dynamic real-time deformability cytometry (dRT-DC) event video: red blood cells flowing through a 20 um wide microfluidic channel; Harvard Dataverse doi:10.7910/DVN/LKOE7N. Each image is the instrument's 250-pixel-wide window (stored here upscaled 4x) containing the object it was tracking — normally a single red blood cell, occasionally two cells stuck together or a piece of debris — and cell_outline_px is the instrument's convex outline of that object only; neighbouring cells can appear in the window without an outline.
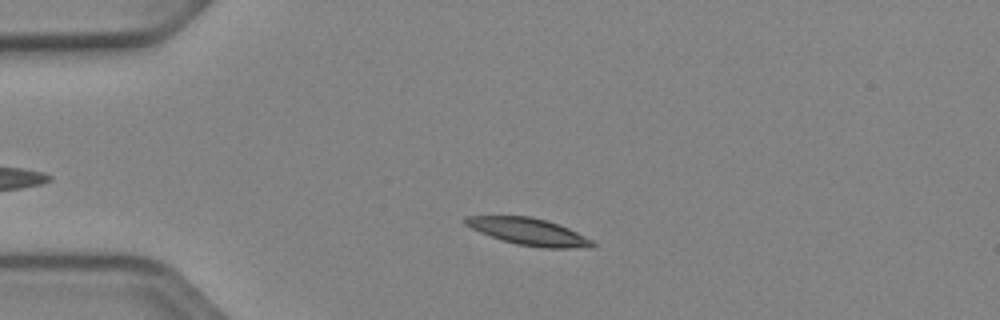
{"species": "Egyptian fruit bat (a non-hibernating species)", "species_latin": "Rousettus aegyptiacus", "temperature_condition": "cold", "stored_images_in_passage": 41, "camera_frame_rate_fps": 3000, "um_per_image_px": 0.085, "animal": {"sex": "female"}, "frame": {"image": 1, "passage_image": 8, "time_ms": 2.333, "image_size_px": [1000, 320], "cell_outline_px": [[596, 244], [592, 248], [544, 248], [516, 244], [500, 240], [480, 232], [464, 224], [464, 216], [528, 216], [544, 220], [568, 228], [592, 240]], "centroid_in_image_um": [44.93, 19.7], "position_along_channel_um": 40.1, "area_um2": 19.83}}
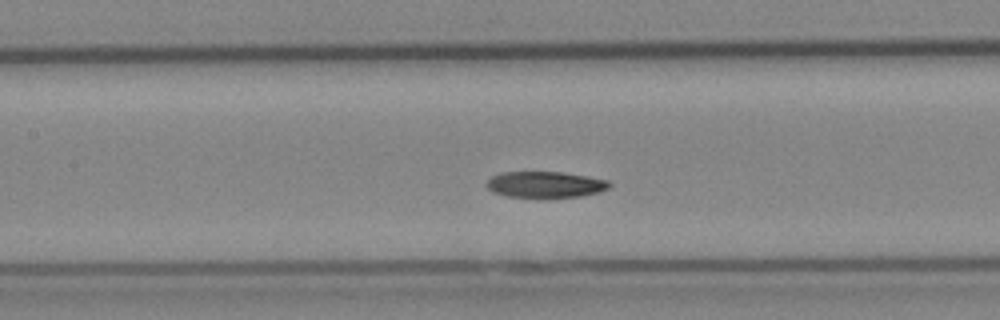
{"frame": {"image": 2, "passage_image": 20, "time_ms": 6.333, "image_size_px": [1000, 320], "cell_outline_px": [[612, 184], [608, 188], [600, 192], [580, 196], [536, 200], [504, 196], [492, 192], [484, 184], [492, 176], [500, 172], [560, 172], [588, 176], [608, 180]], "centroid_in_image_um": [46.31, 15.73], "position_along_channel_um": 161.1, "area_um2": 19.59}}
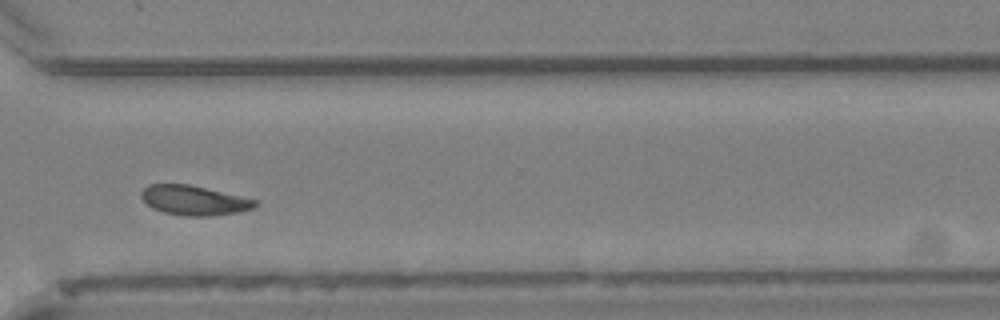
{"frame": {"image": 3, "passage_image": 35, "time_ms": 11.333, "image_size_px": [1000, 320], "cell_outline_px": [[256, 204], [252, 208], [236, 212], [208, 216], [184, 216], [164, 212], [152, 208], [140, 196], [140, 192], [148, 184], [188, 184], [256, 200]], "centroid_in_image_um": [16.42, 17.02], "position_along_channel_um": 354.2, "area_um2": 19.25}, "authors_computed_cell_mechanics": {"area_um2": 19.5942, "velocity_mm_per_s": 3.8516, "shape_relaxation_time_tau1_ms": 4.0535, "shape_relaxation_time_tau2_ms": 6.0245, "deformation_change_tau1": 0.1024, "deformation_change_tau2": 0.1178}}